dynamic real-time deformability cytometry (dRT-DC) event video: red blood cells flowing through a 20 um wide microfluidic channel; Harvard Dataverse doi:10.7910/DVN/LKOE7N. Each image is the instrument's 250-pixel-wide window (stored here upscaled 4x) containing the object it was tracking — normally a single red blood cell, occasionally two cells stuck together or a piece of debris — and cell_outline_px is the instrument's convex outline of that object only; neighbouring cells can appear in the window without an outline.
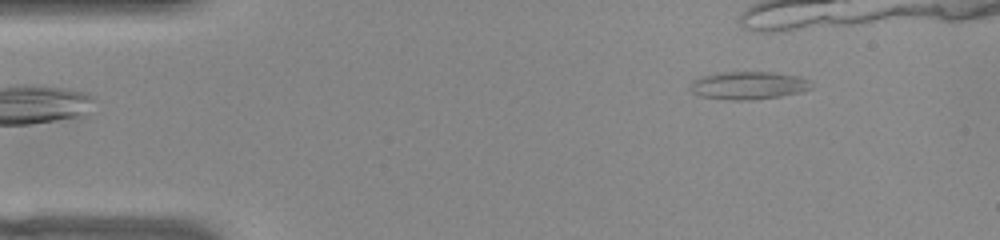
{"species": "common noctule bat (a hibernating species)", "species_latin": "Nyctalus noctula", "temperature_condition": "warm", "stored_images_in_passage": 35, "camera_frame_rate_fps": 3000, "um_per_image_px": 0.085, "animal": {"sex": "female", "body_mass_g": 22.0, "forearm_length_mm": 56.7}, "frame": {"image": 1, "passage_image": 1, "time_ms": 0.0, "image_size_px": [1000, 240], "cell_outline_px": [[812, 88], [800, 92], [780, 96], [752, 100], [732, 100], [700, 96], [692, 92], [692, 80], [700, 76], [724, 72], [772, 72], [800, 76], [812, 80]], "centroid_in_image_um": [63.66, 7.25], "position_along_channel_um": 21.3, "area_um2": 19.71}}